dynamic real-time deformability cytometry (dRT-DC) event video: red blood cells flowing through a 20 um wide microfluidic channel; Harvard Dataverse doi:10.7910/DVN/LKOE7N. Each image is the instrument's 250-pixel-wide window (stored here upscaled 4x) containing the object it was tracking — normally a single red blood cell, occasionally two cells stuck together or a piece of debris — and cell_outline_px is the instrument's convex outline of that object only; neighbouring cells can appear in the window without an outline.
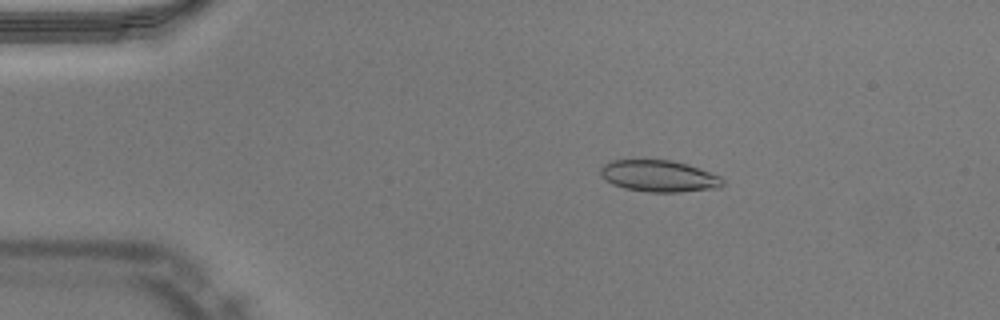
{"species": "Egyptian fruit bat (a non-hibernating species)", "species_latin": "Rousettus aegyptiacus", "temperature_condition": "warm", "stored_images_in_passage": 50, "camera_frame_rate_fps": 3000, "um_per_image_px": 0.085, "animal": {"sex": "male"}, "frame": {"image": 1, "passage_image": 9, "time_ms": 2.667, "image_size_px": [1000, 320], "cell_outline_px": [[724, 184], [720, 188], [680, 192], [648, 192], [624, 188], [612, 184], [604, 180], [600, 172], [600, 168], [604, 164], [612, 160], [672, 160], [688, 164], [720, 176], [724, 180]], "centroid_in_image_um": [56.02, 14.97], "position_along_channel_um": 29.0, "area_um2": 22.66}}
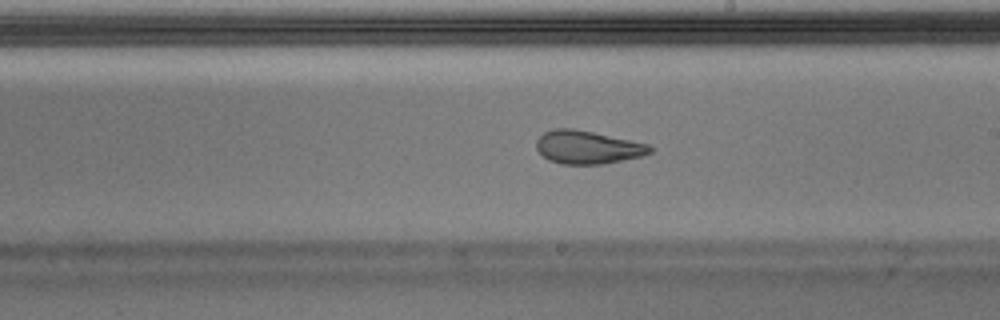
{"frame": {"image": 2, "passage_image": 29, "time_ms": 9.333, "image_size_px": [1000, 320], "cell_outline_px": [[652, 152], [640, 156], [600, 164], [560, 164], [548, 160], [536, 148], [536, 140], [544, 132], [552, 128], [572, 128], [592, 132], [648, 144], [652, 148]], "centroid_in_image_um": [49.89, 12.51], "position_along_channel_um": 239.1, "area_um2": 21.68}}
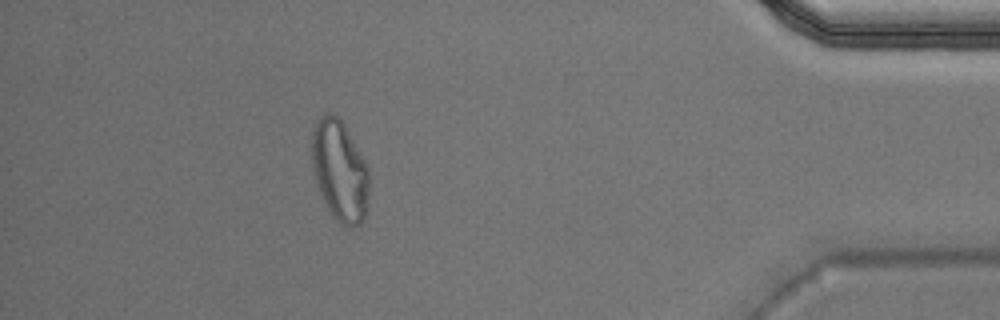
{"frame": {"image": 3, "passage_image": 45, "time_ms": 14.667, "image_size_px": [1000, 320], "cell_outline_px": [[368, 204], [364, 220], [360, 224], [352, 228], [348, 228], [340, 224], [332, 216], [320, 192], [316, 180], [312, 160], [312, 132], [316, 124], [328, 112], [332, 112], [344, 124], [364, 160], [368, 168]], "centroid_in_image_um": [28.9, 14.58], "position_along_channel_um": 406.3, "area_um2": 33.29}, "authors_computed_cell_mechanics": {"area_um2": 22.7732, "velocity_mm_per_s": 4.0104, "shape_relaxation_time_tau1_ms": null, "shape_relaxation_time_tau2_ms": 1.1372, "deformation_change_tau1": null, "deformation_change_tau2": 0.075}}